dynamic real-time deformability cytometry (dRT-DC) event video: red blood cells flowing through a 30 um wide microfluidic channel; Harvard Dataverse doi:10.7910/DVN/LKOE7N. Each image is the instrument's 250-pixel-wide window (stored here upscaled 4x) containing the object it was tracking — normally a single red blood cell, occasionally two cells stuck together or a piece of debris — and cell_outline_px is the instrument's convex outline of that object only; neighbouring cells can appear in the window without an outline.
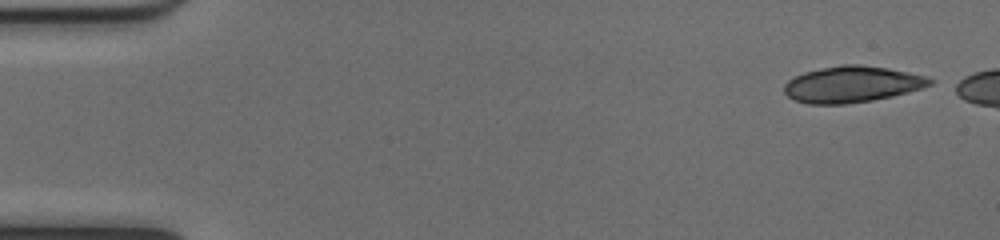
{"species": "common noctule bat (a hibernating species)", "species_latin": "Nyctalus noctula", "temperature_condition": "cold", "stored_images_in_passage": 6, "camera_frame_rate_fps": 3000, "um_per_image_px": 0.085, "animal": {"sex": "female", "body_mass_g": 17.0, "forearm_length_mm": 48.0}, "frame": {"image": 1, "passage_image": 1, "time_ms": 0.0, "image_size_px": [1000, 240], "cell_outline_px": [[936, 80], [932, 84], [908, 92], [892, 96], [872, 100], [844, 104], [808, 104], [796, 100], [788, 96], [784, 92], [784, 84], [788, 80], [804, 72], [840, 64], [860, 64], [888, 68], [928, 76]], "centroid_in_image_um": [72.44, 7.16], "position_along_channel_um": 12.6, "area_um2": 30.81}}